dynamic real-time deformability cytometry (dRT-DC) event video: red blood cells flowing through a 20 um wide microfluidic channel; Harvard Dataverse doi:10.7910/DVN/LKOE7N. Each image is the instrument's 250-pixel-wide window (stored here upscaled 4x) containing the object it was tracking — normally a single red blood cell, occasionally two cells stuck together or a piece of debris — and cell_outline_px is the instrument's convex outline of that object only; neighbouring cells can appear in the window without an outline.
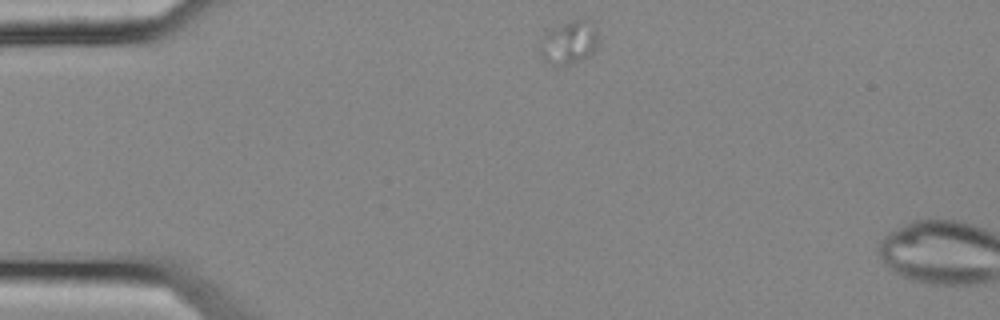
{"species": "common noctule bat (a hibernating species)", "species_latin": "Nyctalus noctula", "temperature_condition": "cold", "stored_images_in_passage": 3, "camera_frame_rate_fps": 3000, "um_per_image_px": 0.085, "animal": {"sex": "female", "body_mass_g": 25.1}, "frame": {"image": 1, "passage_image": 1, "time_ms": 0.0, "image_size_px": [1000, 320], "cell_outline_px": [[596, 48], [588, 56], [580, 60], [568, 64], [552, 64], [540, 56], [540, 48], [544, 36], [552, 28], [560, 24], [572, 20], [592, 20], [596, 28]], "centroid_in_image_um": [48.38, 3.58], "position_along_channel_um": 36.6, "area_um2": 14.28}}